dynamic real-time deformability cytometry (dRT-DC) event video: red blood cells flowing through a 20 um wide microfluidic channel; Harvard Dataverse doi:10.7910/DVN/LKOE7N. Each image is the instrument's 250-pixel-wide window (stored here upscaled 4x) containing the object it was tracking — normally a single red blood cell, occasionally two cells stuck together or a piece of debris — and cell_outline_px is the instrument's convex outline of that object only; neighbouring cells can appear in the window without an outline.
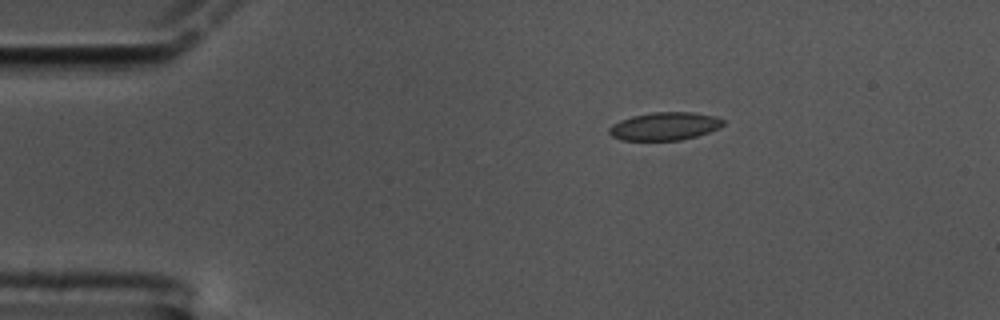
{"species": "common noctule bat (a hibernating species)", "species_latin": "Nyctalus noctula", "temperature_condition": "cold", "stored_images_in_passage": 50, "camera_frame_rate_fps": 3000, "um_per_image_px": 0.085, "animal": {"sex": "male", "body_mass_g": 17.5, "forearm_length_mm": 52.3}, "frame": {"image": 1, "passage_image": 1, "time_ms": 0.0, "image_size_px": [1000, 320], "cell_outline_px": [[724, 124], [720, 128], [696, 136], [680, 140], [620, 140], [612, 136], [608, 132], [608, 128], [612, 124], [620, 120], [632, 116], [652, 112], [692, 112], [716, 116], [724, 120]], "centroid_in_image_um": [56.49, 10.72], "position_along_channel_um": 28.5, "area_um2": 18.67}}
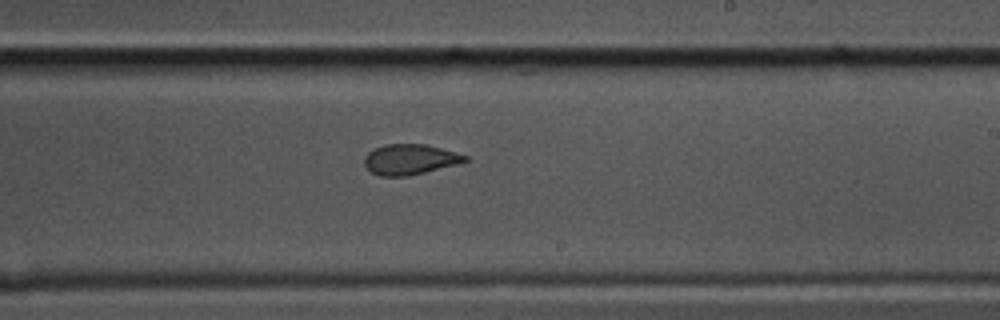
{"frame": {"image": 2, "passage_image": 26, "time_ms": 8.333, "image_size_px": [1000, 320], "cell_outline_px": [[468, 160], [456, 164], [408, 176], [380, 176], [372, 172], [364, 164], [364, 156], [368, 152], [384, 144], [424, 144], [440, 148], [468, 156]], "centroid_in_image_um": [34.81, 13.55], "position_along_channel_um": 254.2, "area_um2": 17.57}}
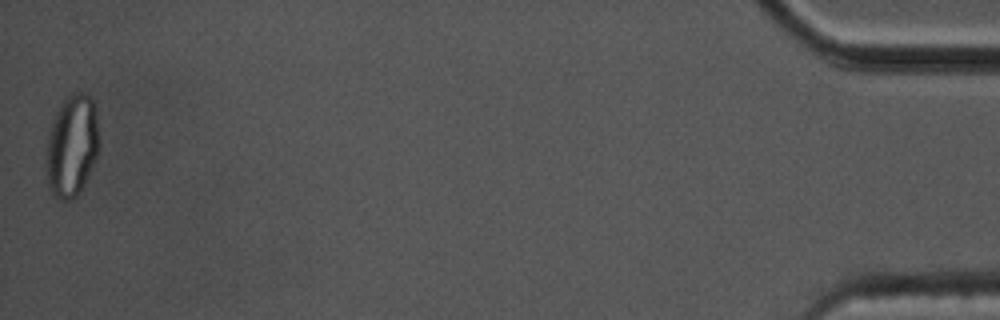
{"frame": {"image": 3, "passage_image": 50, "time_ms": 16.333, "image_size_px": [1000, 320], "cell_outline_px": [[96, 156], [88, 176], [84, 184], [76, 196], [68, 200], [64, 200], [52, 196], [48, 188], [48, 132], [52, 120], [56, 112], [64, 100], [72, 92], [84, 92], [92, 100], [96, 112]], "centroid_in_image_um": [6.08, 12.39], "position_along_channel_um": 429.1, "area_um2": 30.46}, "authors_computed_cell_mechanics": {"area_um2": 18.6983, "velocity_mm_per_s": 3.3646, "shape_relaxation_time_tau1_ms": 10.9482, "shape_relaxation_time_tau2_ms": 1.2971, "deformation_change_tau1": 0.1909, "deformation_change_tau2": 0.0605}}